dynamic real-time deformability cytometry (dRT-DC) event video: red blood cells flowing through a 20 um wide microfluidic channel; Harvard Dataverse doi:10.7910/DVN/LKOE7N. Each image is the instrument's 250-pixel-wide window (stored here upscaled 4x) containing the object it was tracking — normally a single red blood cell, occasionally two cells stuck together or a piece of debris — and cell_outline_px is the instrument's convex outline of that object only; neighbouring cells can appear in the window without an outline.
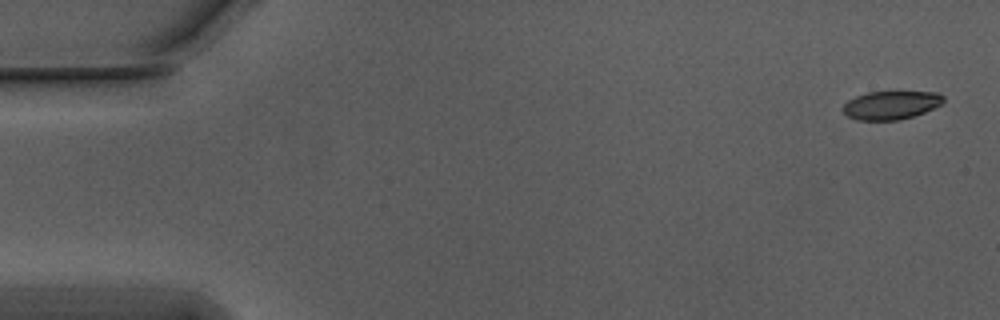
{"species": "Egyptian fruit bat (a non-hibernating species)", "species_latin": "Rousettus aegyptiacus", "temperature_condition": "warm", "stored_images_in_passage": 7, "camera_frame_rate_fps": 3000, "um_per_image_px": 0.085, "animal": {"sex": "male"}, "frame": {"image": 1, "passage_image": 1, "time_ms": 0.0, "image_size_px": [1000, 320], "cell_outline_px": [[944, 100], [940, 104], [924, 112], [900, 120], [856, 120], [848, 116], [840, 108], [848, 100], [856, 96], [868, 92], [940, 92], [944, 96]], "centroid_in_image_um": [75.71, 8.93], "position_along_channel_um": 9.3, "area_um2": 16.59}}